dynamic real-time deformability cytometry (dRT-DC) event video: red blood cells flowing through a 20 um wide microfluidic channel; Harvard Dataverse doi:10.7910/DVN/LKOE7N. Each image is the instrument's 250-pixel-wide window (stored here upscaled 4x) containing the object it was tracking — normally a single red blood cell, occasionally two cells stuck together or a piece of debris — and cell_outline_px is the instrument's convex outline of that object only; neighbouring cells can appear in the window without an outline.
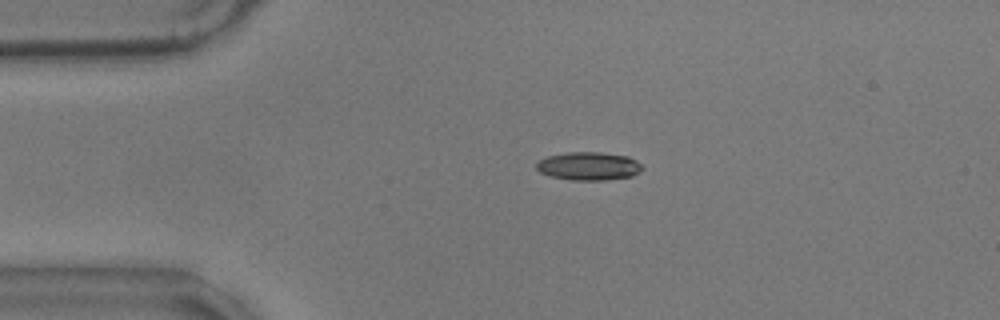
{"species": "common noctule bat (a hibernating species)", "species_latin": "Nyctalus noctula", "temperature_condition": "warm", "stored_images_in_passage": 46, "camera_frame_rate_fps": 3000, "um_per_image_px": 0.085, "animal": {"sex": "male", "body_mass_g": 17.9}, "frame": {"image": 1, "passage_image": 7, "time_ms": 2.0, "image_size_px": [1000, 320], "cell_outline_px": [[644, 168], [640, 172], [632, 176], [604, 180], [572, 180], [548, 176], [540, 172], [536, 168], [536, 164], [540, 160], [548, 156], [568, 152], [600, 152], [628, 156], [636, 160]], "centroid_in_image_um": [50.05, 14.12], "position_along_channel_um": 35.0, "area_um2": 17.46}}
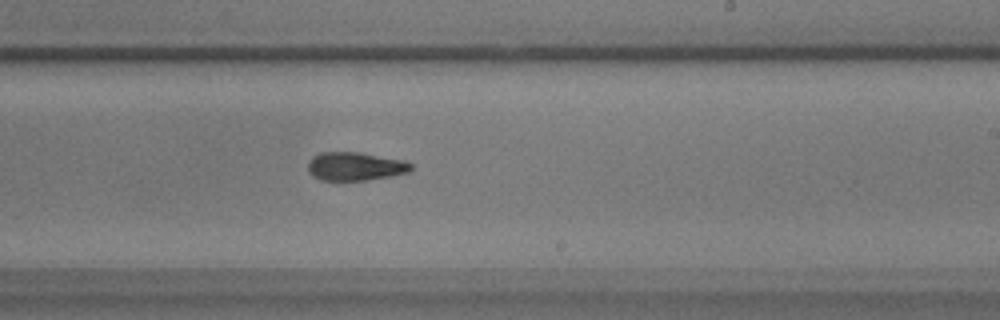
{"frame": {"image": 2, "passage_image": 29, "time_ms": 9.333, "image_size_px": [1000, 320], "cell_outline_px": [[412, 168], [408, 172], [388, 176], [364, 180], [320, 180], [312, 176], [308, 172], [308, 160], [312, 156], [320, 152], [360, 152], [404, 160], [412, 164]], "centroid_in_image_um": [30.14, 14.13], "position_along_channel_um": 258.9, "area_um2": 17.11}}
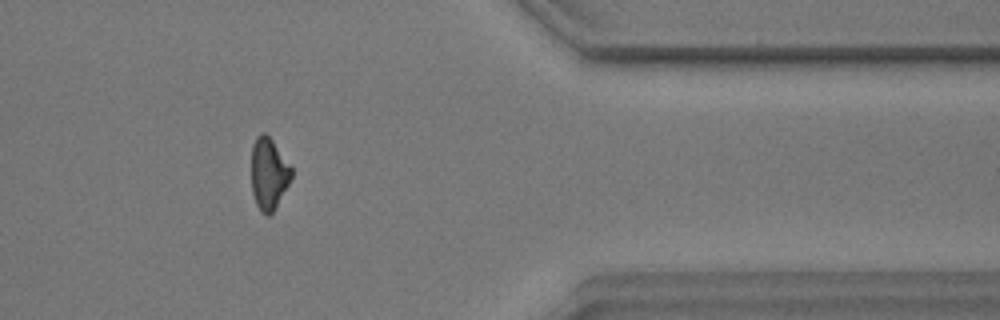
{"frame": {"image": 3, "passage_image": 42, "time_ms": 13.667, "image_size_px": [1000, 320], "cell_outline_px": [[292, 176], [288, 184], [272, 212], [268, 216], [260, 212], [256, 204], [252, 192], [252, 144], [256, 136], [260, 132], [264, 132], [272, 140], [292, 168]], "centroid_in_image_um": [22.82, 14.75], "position_along_channel_um": 388.6, "area_um2": 16.53}, "authors_computed_cell_mechanics": {"area_um2": 17.3978, "velocity_mm_per_s": 3.5013, "shape_relaxation_time_tau1_ms": null, "shape_relaxation_time_tau2_ms": 2.6453, "deformation_change_tau1": null, "deformation_change_tau2": 0.0989}}